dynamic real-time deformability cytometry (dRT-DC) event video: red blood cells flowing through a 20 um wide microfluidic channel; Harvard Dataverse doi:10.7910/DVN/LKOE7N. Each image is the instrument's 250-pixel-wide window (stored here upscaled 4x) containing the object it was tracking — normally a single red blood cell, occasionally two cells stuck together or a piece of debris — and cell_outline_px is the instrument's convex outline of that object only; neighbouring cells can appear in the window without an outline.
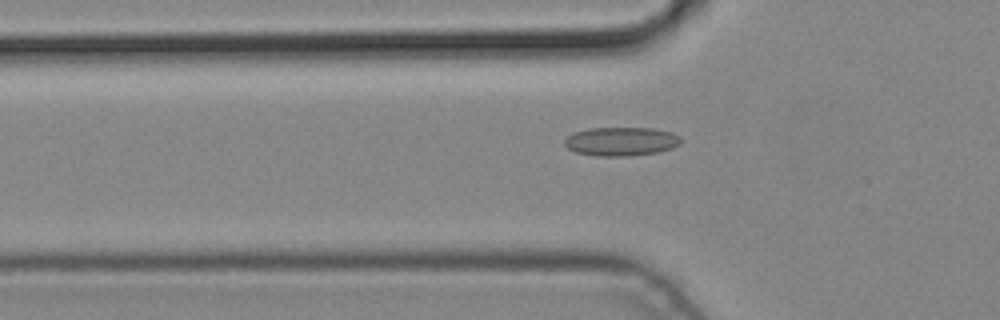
{"species": "common noctule bat (a hibernating species)", "species_latin": "Nyctalus noctula", "temperature_condition": "cold", "stored_images_in_passage": 3, "camera_frame_rate_fps": 3000, "um_per_image_px": 0.085, "animal": {"sex": "male", "body_mass_g": 19.2, "forearm_length_mm": 51.8}, "frame": {"image": 1, "passage_image": 3, "time_ms": 0.667, "image_size_px": [1000, 320], "cell_outline_px": [[680, 144], [672, 148], [660, 152], [628, 156], [596, 156], [576, 152], [568, 148], [564, 144], [564, 140], [572, 132], [588, 128], [652, 128], [672, 132], [680, 136]], "centroid_in_image_um": [52.79, 12.02], "position_along_channel_um": 73.0, "area_um2": 19.65}}